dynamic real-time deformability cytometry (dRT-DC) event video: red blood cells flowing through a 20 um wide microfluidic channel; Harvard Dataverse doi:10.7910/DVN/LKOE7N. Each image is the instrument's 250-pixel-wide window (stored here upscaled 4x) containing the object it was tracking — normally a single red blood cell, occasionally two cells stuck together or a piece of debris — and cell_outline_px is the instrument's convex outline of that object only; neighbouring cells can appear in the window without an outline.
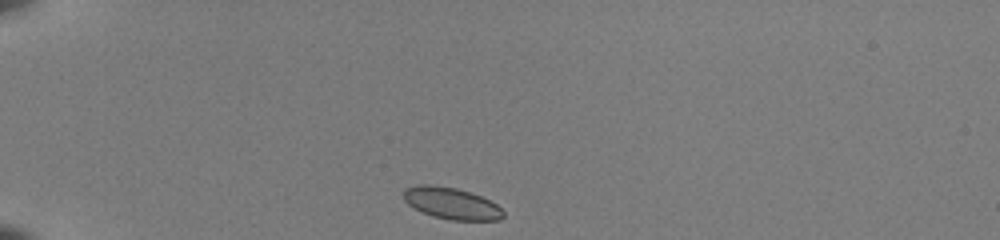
{"species": "common noctule bat (a hibernating species)", "species_latin": "Nyctalus noctula", "temperature_condition": "room temperature", "stored_images_in_passage": 18, "camera_frame_rate_fps": 3000, "um_per_image_px": 0.085, "animal": {"sex": "female", "body_mass_g": 22.0, "forearm_length_mm": 56.7}, "frame": {"image": 1, "passage_image": 1, "time_ms": 0.0, "image_size_px": [1000, 240], "cell_outline_px": [[504, 216], [500, 220], [452, 220], [432, 216], [420, 212], [408, 204], [404, 200], [404, 188], [416, 184], [428, 184], [456, 188], [472, 192], [496, 204], [504, 212]], "centroid_in_image_um": [38.34, 17.28], "position_along_channel_um": 46.7, "area_um2": 18.5}}
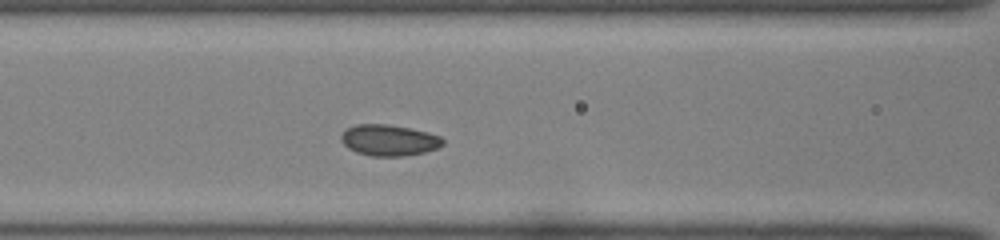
{"frame": {"image": 2, "passage_image": 11, "time_ms": 3.333, "image_size_px": [1000, 240], "cell_outline_px": [[444, 144], [436, 148], [424, 152], [404, 156], [372, 156], [356, 152], [348, 148], [340, 140], [340, 136], [348, 128], [356, 124], [384, 124], [408, 128], [428, 132], [440, 136], [444, 140]], "centroid_in_image_um": [33.06, 11.92], "position_along_channel_um": 133.5, "area_um2": 18.32}}
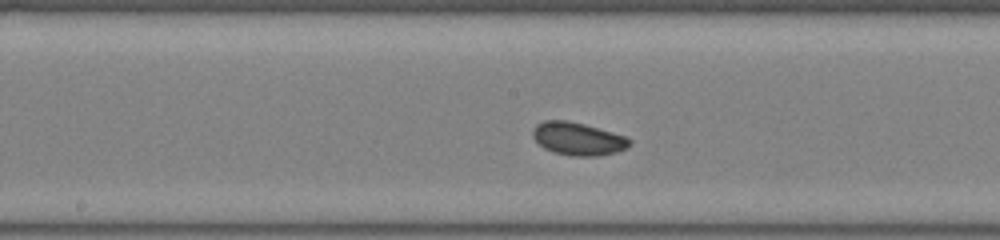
{"frame": {"image": 3, "passage_image": 16, "time_ms": 5.0, "image_size_px": [1000, 240], "cell_outline_px": [[632, 144], [628, 148], [616, 152], [600, 156], [572, 156], [552, 152], [544, 148], [532, 136], [532, 128], [536, 124], [544, 120], [568, 120], [584, 124], [612, 132], [624, 136], [632, 140]], "centroid_in_image_um": [49.12, 11.8], "position_along_channel_um": 199.1, "area_um2": 18.73}}